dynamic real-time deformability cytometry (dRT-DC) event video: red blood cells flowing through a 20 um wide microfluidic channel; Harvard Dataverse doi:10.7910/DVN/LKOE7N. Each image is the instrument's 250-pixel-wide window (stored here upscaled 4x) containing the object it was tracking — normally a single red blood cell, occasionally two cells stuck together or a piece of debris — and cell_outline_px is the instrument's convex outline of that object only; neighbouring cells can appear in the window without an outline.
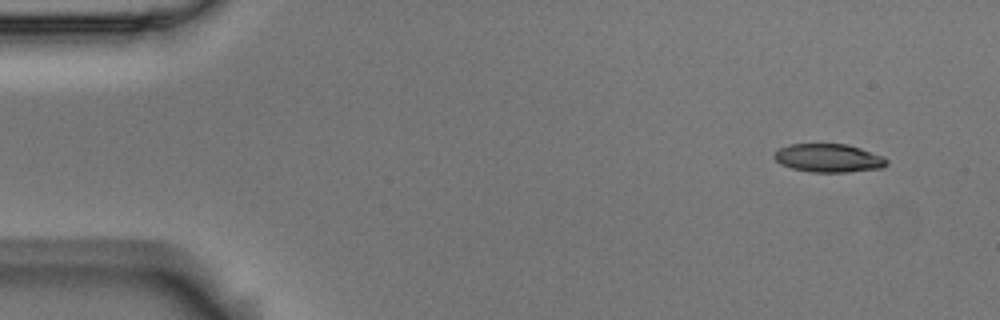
{"species": "Egyptian fruit bat (a non-hibernating species)", "species_latin": "Rousettus aegyptiacus", "temperature_condition": "room temperature", "stored_images_in_passage": 4, "camera_frame_rate_fps": 3000, "um_per_image_px": 0.085, "animal": {"sex": "male"}, "frame": {"image": 1, "passage_image": 1, "time_ms": 0.0, "image_size_px": [1000, 320], "cell_outline_px": [[888, 164], [884, 168], [848, 172], [812, 172], [792, 168], [780, 164], [772, 156], [780, 148], [788, 144], [848, 144], [884, 156], [888, 160]], "centroid_in_image_um": [70.46, 13.44], "position_along_channel_um": 14.5, "area_um2": 18.73}}
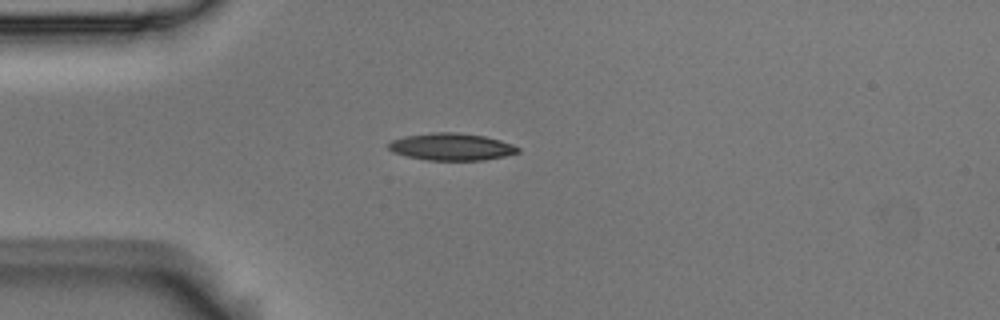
{"frame": {"image": 2, "passage_image": 4, "time_ms": 1.0, "image_size_px": [1000, 320], "cell_outline_px": [[520, 152], [504, 156], [484, 160], [428, 160], [404, 156], [392, 152], [388, 148], [388, 144], [392, 140], [404, 136], [432, 132], [460, 132], [484, 136], [500, 140], [512, 144], [520, 148]], "centroid_in_image_um": [38.36, 12.47], "position_along_channel_um": 46.6, "area_um2": 20.63}}